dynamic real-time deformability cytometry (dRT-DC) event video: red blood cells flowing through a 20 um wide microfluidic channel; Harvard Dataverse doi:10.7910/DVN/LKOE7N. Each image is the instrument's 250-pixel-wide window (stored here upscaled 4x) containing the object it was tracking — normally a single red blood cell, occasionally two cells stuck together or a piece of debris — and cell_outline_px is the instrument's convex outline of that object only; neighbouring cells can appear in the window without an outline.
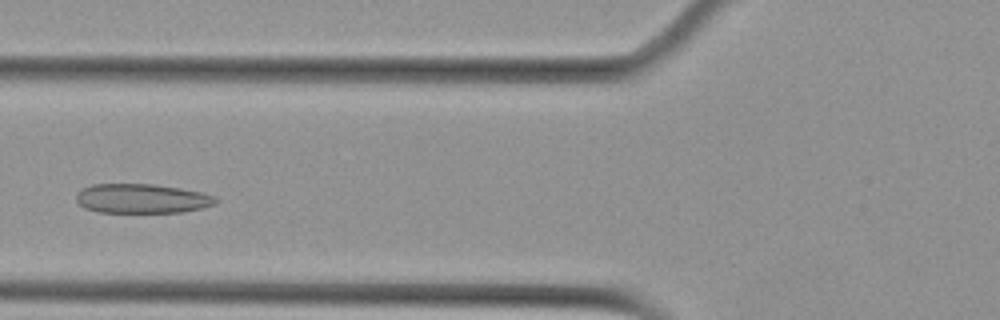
{"species": "Egyptian fruit bat (a non-hibernating species)", "species_latin": "Rousettus aegyptiacus", "temperature_condition": "cold", "stored_images_in_passage": 5, "camera_frame_rate_fps": 3000, "um_per_image_px": 0.085, "animal": {"sex": "female"}, "frame": {"image": 1, "passage_image": 5, "time_ms": 4.667, "image_size_px": [1000, 320], "cell_outline_px": [[220, 200], [216, 204], [184, 212], [96, 212], [84, 208], [76, 200], [76, 192], [80, 188], [92, 184], [156, 184], [180, 188], [200, 192], [216, 196]], "centroid_in_image_um": [12.05, 16.87], "position_along_channel_um": 113.8, "area_um2": 24.16}}